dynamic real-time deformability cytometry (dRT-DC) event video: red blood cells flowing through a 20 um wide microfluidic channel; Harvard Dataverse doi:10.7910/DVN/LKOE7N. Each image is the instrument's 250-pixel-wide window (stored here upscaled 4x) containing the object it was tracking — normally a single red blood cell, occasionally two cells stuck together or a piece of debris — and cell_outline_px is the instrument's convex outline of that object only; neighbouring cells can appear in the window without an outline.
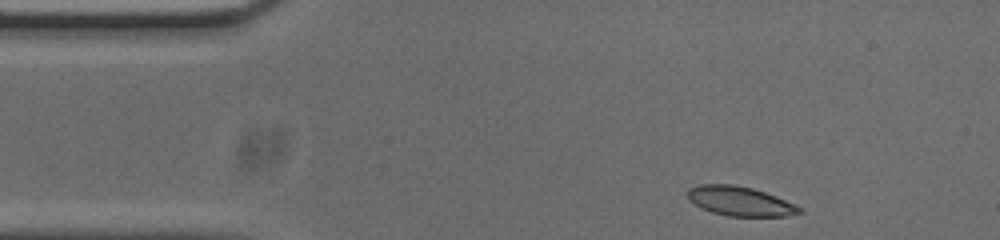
{"species": "common noctule bat (a hibernating species)", "species_latin": "Nyctalus noctula", "temperature_condition": "cold", "stored_images_in_passage": 47, "camera_frame_rate_fps": 3000, "um_per_image_px": 0.085, "animal": {"sex": "male", "body_mass_g": 20.0, "forearm_length_mm": 53.3}, "frame": {"image": 1, "passage_image": 1, "time_ms": 0.0, "image_size_px": [1000, 240], "cell_outline_px": [[804, 212], [788, 216], [728, 216], [712, 212], [688, 200], [688, 188], [700, 184], [732, 184], [752, 188], [776, 196], [796, 204], [804, 208]], "centroid_in_image_um": [62.95, 17.1], "position_along_channel_um": 22.0, "area_um2": 19.19}}
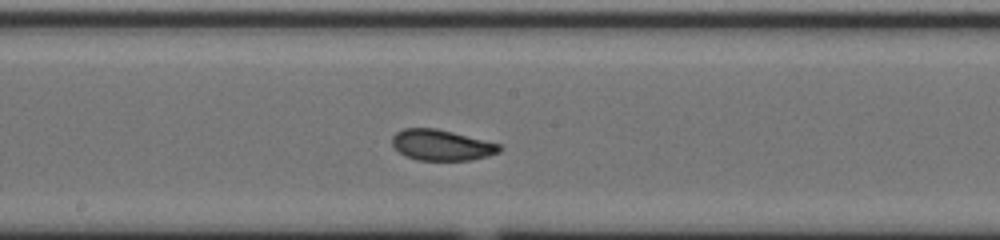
{"frame": {"image": 2, "passage_image": 21, "time_ms": 6.667, "image_size_px": [1000, 240], "cell_outline_px": [[504, 148], [500, 152], [488, 156], [472, 160], [416, 160], [404, 156], [392, 144], [392, 136], [396, 132], [404, 128], [436, 128], [500, 144]], "centroid_in_image_um": [37.54, 12.34], "position_along_channel_um": 210.7, "area_um2": 19.31}}
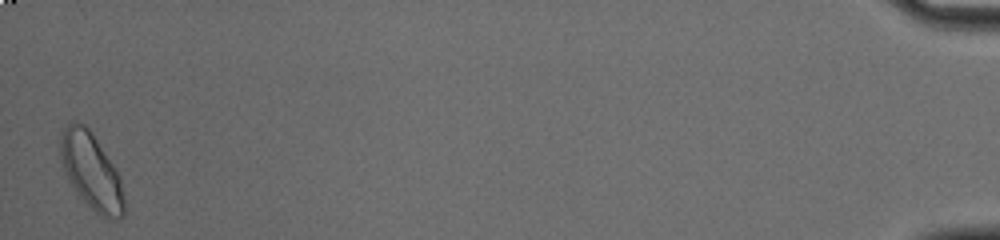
{"frame": {"image": 3, "passage_image": 47, "time_ms": 15.333, "image_size_px": [1000, 240], "cell_outline_px": [[124, 216], [120, 220], [108, 220], [100, 216], [80, 196], [72, 184], [60, 160], [60, 132], [72, 120], [84, 124], [88, 128], [120, 176], [124, 196]], "centroid_in_image_um": [7.78, 14.58], "position_along_channel_um": 427.4, "area_um2": 27.98}, "authors_computed_cell_mechanics": {"area_um2": 19.8832, "velocity_mm_per_s": 3.7143, "shape_relaxation_time_tau1_ms": 6.215, "shape_relaxation_time_tau2_ms": 1.5079, "deformation_change_tau1": 0.1463, "deformation_change_tau2": 0.0588}}